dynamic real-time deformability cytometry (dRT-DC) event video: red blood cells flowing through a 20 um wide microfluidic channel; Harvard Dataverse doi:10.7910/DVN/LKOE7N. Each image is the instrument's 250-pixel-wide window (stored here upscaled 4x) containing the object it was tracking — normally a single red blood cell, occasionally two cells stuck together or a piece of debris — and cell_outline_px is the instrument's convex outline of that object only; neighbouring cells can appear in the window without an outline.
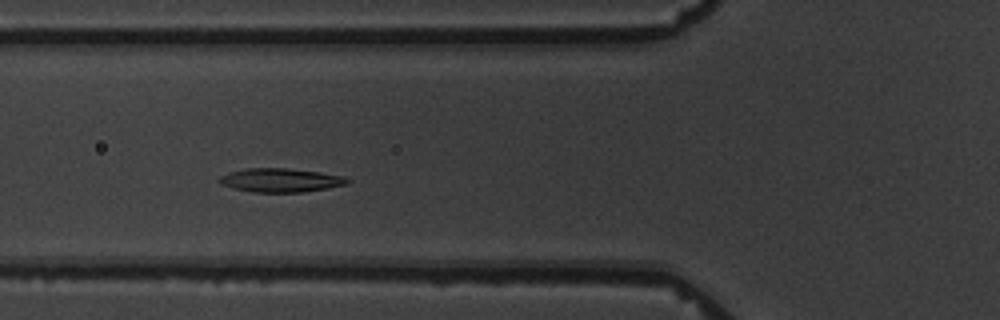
{"species": "common noctule bat (a hibernating species)", "species_latin": "Nyctalus noctula", "temperature_condition": "warm", "stored_images_in_passage": 6, "camera_frame_rate_fps": 3000, "um_per_image_px": 0.085, "animal": {"sex": "male", "body_mass_g": 19.5, "forearm_length_mm": 54.6}, "frame": {"image": 1, "passage_image": 5, "time_ms": 4.667, "image_size_px": [1000, 320], "cell_outline_px": [[352, 180], [348, 184], [328, 188], [300, 192], [252, 192], [232, 188], [220, 184], [216, 180], [220, 176], [228, 172], [244, 168], [288, 168], [320, 172], [344, 176]], "centroid_in_image_um": [23.83, 15.31], "position_along_channel_um": 102.0, "area_um2": 17.98}}
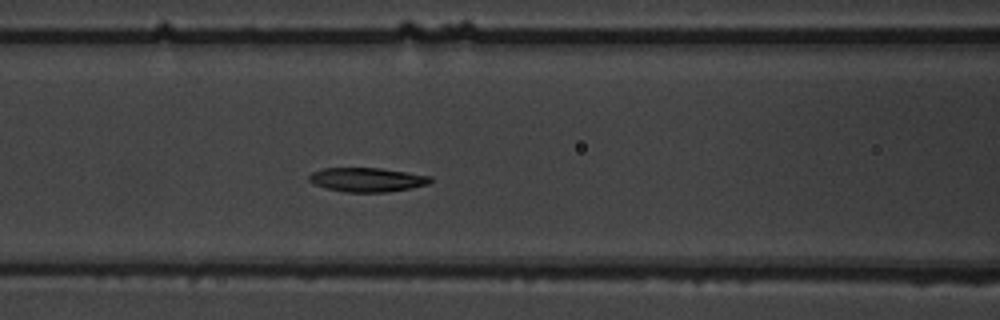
{"frame": {"image": 2, "passage_image": 6, "time_ms": 5.667, "image_size_px": [1000, 320], "cell_outline_px": [[432, 180], [428, 184], [412, 188], [388, 192], [344, 192], [328, 188], [316, 184], [308, 180], [308, 176], [312, 172], [324, 168], [380, 168], [432, 176]], "centroid_in_image_um": [31.23, 15.27], "position_along_channel_um": 135.4, "area_um2": 16.99}}